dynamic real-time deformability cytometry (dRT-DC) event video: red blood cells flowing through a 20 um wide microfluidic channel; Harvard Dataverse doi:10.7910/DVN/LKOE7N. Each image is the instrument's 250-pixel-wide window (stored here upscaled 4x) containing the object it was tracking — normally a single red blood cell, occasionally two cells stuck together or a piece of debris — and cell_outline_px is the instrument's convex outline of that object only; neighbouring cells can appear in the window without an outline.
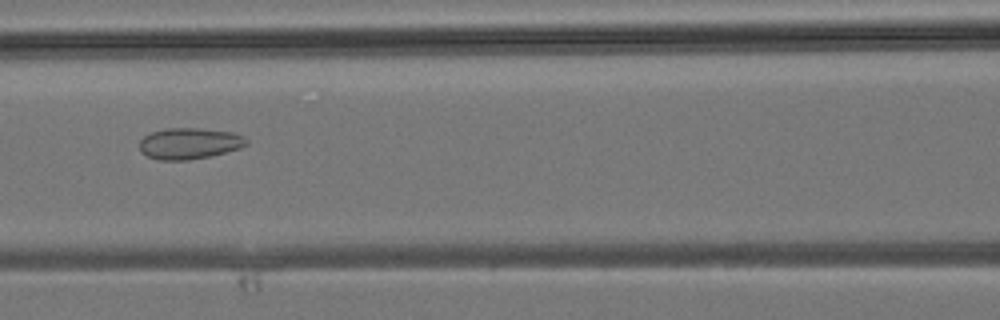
{"species": "common noctule bat (a hibernating species)", "species_latin": "Nyctalus noctula", "temperature_condition": "room temperature", "stored_images_in_passage": 38, "camera_frame_rate_fps": 3000, "um_per_image_px": 0.085, "animal": {"sex": "male", "body_mass_g": 19.2, "forearm_length_mm": 51.8}, "frame": {"image": 1, "passage_image": 17, "time_ms": 5.333, "image_size_px": [1000, 320], "cell_outline_px": [[248, 144], [240, 148], [208, 156], [188, 160], [160, 160], [148, 156], [140, 152], [140, 140], [144, 136], [152, 132], [164, 128], [200, 128], [232, 132], [244, 136], [248, 140]], "centroid_in_image_um": [16.09, 12.18], "position_along_channel_um": 150.5, "area_um2": 19.42}}
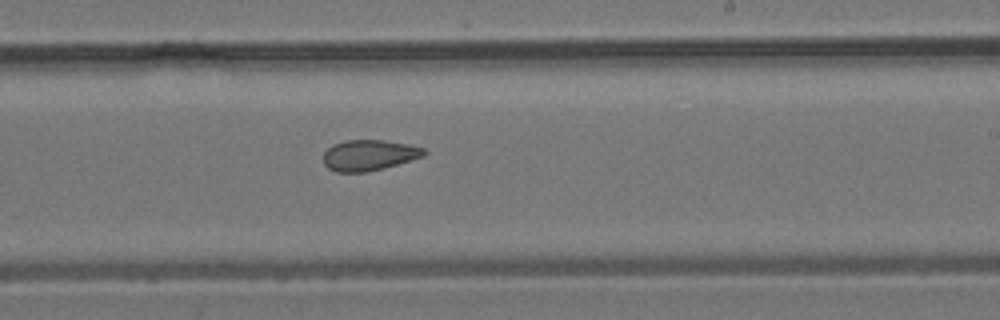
{"frame": {"image": 2, "passage_image": 23, "time_ms": 7.333, "image_size_px": [1000, 320], "cell_outline_px": [[428, 152], [424, 156], [384, 168], [368, 172], [336, 172], [328, 168], [324, 164], [324, 152], [332, 144], [344, 140], [384, 140], [408, 144], [424, 148]], "centroid_in_image_um": [31.37, 13.19], "position_along_channel_um": 257.6, "area_um2": 18.15}}
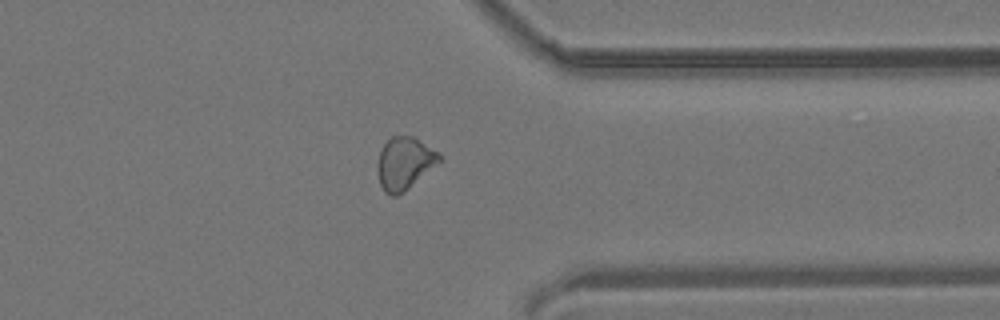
{"frame": {"image": 3, "passage_image": 30, "time_ms": 9.667, "image_size_px": [1000, 320], "cell_outline_px": [[440, 160], [404, 192], [396, 196], [392, 196], [384, 192], [380, 184], [376, 168], [376, 164], [380, 152], [384, 144], [392, 136], [412, 136], [440, 152]], "centroid_in_image_um": [34.34, 13.88], "position_along_channel_um": 377.1, "area_um2": 18.67}}